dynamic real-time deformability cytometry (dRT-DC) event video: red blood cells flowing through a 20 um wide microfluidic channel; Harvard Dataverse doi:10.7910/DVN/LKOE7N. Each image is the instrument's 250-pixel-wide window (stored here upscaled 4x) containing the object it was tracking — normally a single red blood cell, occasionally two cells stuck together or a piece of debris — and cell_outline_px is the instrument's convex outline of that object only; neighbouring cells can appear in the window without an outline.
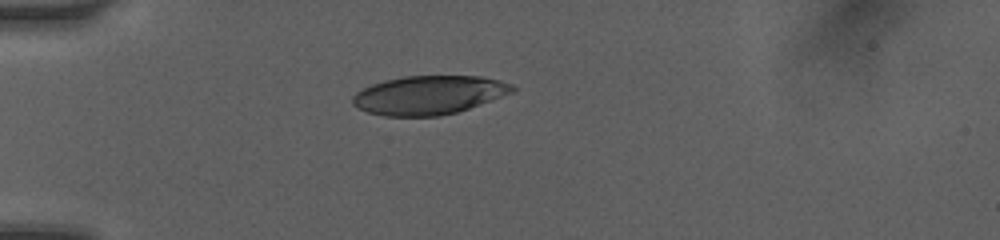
{"species": "human", "species_latin": "Homo sapiens", "temperature_condition": "room temperature", "stored_images_in_passage": 4, "camera_frame_rate_fps": 3000, "um_per_image_px": 0.085, "donor": {"sex": "female"}, "frame": {"image": 1, "passage_image": 1, "time_ms": 0.0, "image_size_px": [1000, 240], "cell_outline_px": [[516, 92], [456, 112], [440, 116], [384, 116], [368, 112], [356, 108], [352, 104], [352, 96], [356, 92], [372, 84], [384, 80], [404, 76], [484, 76], [500, 80], [512, 84], [516, 88]], "centroid_in_image_um": [36.47, 8.07], "position_along_channel_um": 48.5, "area_um2": 36.3}}